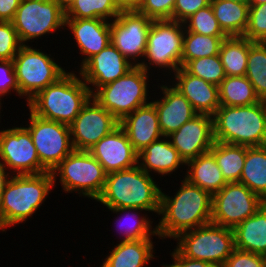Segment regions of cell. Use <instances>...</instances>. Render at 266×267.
Segmentation results:
<instances>
[{"label": "cell", "mask_w": 266, "mask_h": 267, "mask_svg": "<svg viewBox=\"0 0 266 267\" xmlns=\"http://www.w3.org/2000/svg\"><path fill=\"white\" fill-rule=\"evenodd\" d=\"M108 211L116 213V215L117 214L122 215V213H124L122 215L123 217L125 216L124 218L121 216L117 217L119 218L117 221L115 220L117 226H120L119 227L120 230L117 231L121 232H118V234L120 233L123 234L121 235L123 237L121 241L153 239L152 236L156 237L158 236L156 225L155 227L152 226L153 221H151L152 220L151 217L149 219L147 213L146 214L141 213V211L146 212L147 210L139 208H118V209H109Z\"/></svg>", "instance_id": "cell-29"}, {"label": "cell", "mask_w": 266, "mask_h": 267, "mask_svg": "<svg viewBox=\"0 0 266 267\" xmlns=\"http://www.w3.org/2000/svg\"><path fill=\"white\" fill-rule=\"evenodd\" d=\"M175 249L184 257L222 267L235 249L233 229L212 222L179 234Z\"/></svg>", "instance_id": "cell-8"}, {"label": "cell", "mask_w": 266, "mask_h": 267, "mask_svg": "<svg viewBox=\"0 0 266 267\" xmlns=\"http://www.w3.org/2000/svg\"><path fill=\"white\" fill-rule=\"evenodd\" d=\"M249 54V39L231 36L221 43L219 56L226 76H245Z\"/></svg>", "instance_id": "cell-32"}, {"label": "cell", "mask_w": 266, "mask_h": 267, "mask_svg": "<svg viewBox=\"0 0 266 267\" xmlns=\"http://www.w3.org/2000/svg\"><path fill=\"white\" fill-rule=\"evenodd\" d=\"M121 10H137L143 0H114Z\"/></svg>", "instance_id": "cell-47"}, {"label": "cell", "mask_w": 266, "mask_h": 267, "mask_svg": "<svg viewBox=\"0 0 266 267\" xmlns=\"http://www.w3.org/2000/svg\"><path fill=\"white\" fill-rule=\"evenodd\" d=\"M186 166L184 178L208 192L211 196L227 184L214 155L210 151L189 160Z\"/></svg>", "instance_id": "cell-26"}, {"label": "cell", "mask_w": 266, "mask_h": 267, "mask_svg": "<svg viewBox=\"0 0 266 267\" xmlns=\"http://www.w3.org/2000/svg\"><path fill=\"white\" fill-rule=\"evenodd\" d=\"M152 239L119 241L100 267H147L155 257Z\"/></svg>", "instance_id": "cell-25"}, {"label": "cell", "mask_w": 266, "mask_h": 267, "mask_svg": "<svg viewBox=\"0 0 266 267\" xmlns=\"http://www.w3.org/2000/svg\"><path fill=\"white\" fill-rule=\"evenodd\" d=\"M119 126L125 131L137 153L163 136L158 113L151 100L124 117Z\"/></svg>", "instance_id": "cell-23"}, {"label": "cell", "mask_w": 266, "mask_h": 267, "mask_svg": "<svg viewBox=\"0 0 266 267\" xmlns=\"http://www.w3.org/2000/svg\"><path fill=\"white\" fill-rule=\"evenodd\" d=\"M54 188L51 172L12 175L0 203V231L24 223L41 208Z\"/></svg>", "instance_id": "cell-3"}, {"label": "cell", "mask_w": 266, "mask_h": 267, "mask_svg": "<svg viewBox=\"0 0 266 267\" xmlns=\"http://www.w3.org/2000/svg\"><path fill=\"white\" fill-rule=\"evenodd\" d=\"M118 126L119 121L91 97L69 125L73 147L88 151Z\"/></svg>", "instance_id": "cell-16"}, {"label": "cell", "mask_w": 266, "mask_h": 267, "mask_svg": "<svg viewBox=\"0 0 266 267\" xmlns=\"http://www.w3.org/2000/svg\"><path fill=\"white\" fill-rule=\"evenodd\" d=\"M21 46L13 23L0 21V60H13Z\"/></svg>", "instance_id": "cell-40"}, {"label": "cell", "mask_w": 266, "mask_h": 267, "mask_svg": "<svg viewBox=\"0 0 266 267\" xmlns=\"http://www.w3.org/2000/svg\"><path fill=\"white\" fill-rule=\"evenodd\" d=\"M22 45L65 30V10L54 0H21L12 21Z\"/></svg>", "instance_id": "cell-11"}, {"label": "cell", "mask_w": 266, "mask_h": 267, "mask_svg": "<svg viewBox=\"0 0 266 267\" xmlns=\"http://www.w3.org/2000/svg\"><path fill=\"white\" fill-rule=\"evenodd\" d=\"M263 3H266V0H248L249 6H256Z\"/></svg>", "instance_id": "cell-50"}, {"label": "cell", "mask_w": 266, "mask_h": 267, "mask_svg": "<svg viewBox=\"0 0 266 267\" xmlns=\"http://www.w3.org/2000/svg\"><path fill=\"white\" fill-rule=\"evenodd\" d=\"M149 74L134 66L121 78L99 87L92 97L120 122L138 107L150 103Z\"/></svg>", "instance_id": "cell-6"}, {"label": "cell", "mask_w": 266, "mask_h": 267, "mask_svg": "<svg viewBox=\"0 0 266 267\" xmlns=\"http://www.w3.org/2000/svg\"><path fill=\"white\" fill-rule=\"evenodd\" d=\"M133 67L134 65L110 43L100 53L90 57L79 67L77 73L93 94L99 87L121 78Z\"/></svg>", "instance_id": "cell-17"}, {"label": "cell", "mask_w": 266, "mask_h": 267, "mask_svg": "<svg viewBox=\"0 0 266 267\" xmlns=\"http://www.w3.org/2000/svg\"><path fill=\"white\" fill-rule=\"evenodd\" d=\"M57 2L64 10H66L75 0H54Z\"/></svg>", "instance_id": "cell-49"}, {"label": "cell", "mask_w": 266, "mask_h": 267, "mask_svg": "<svg viewBox=\"0 0 266 267\" xmlns=\"http://www.w3.org/2000/svg\"><path fill=\"white\" fill-rule=\"evenodd\" d=\"M65 28L81 54L80 67L93 55L100 53L111 43L110 21L105 19H65ZM84 57V58H83Z\"/></svg>", "instance_id": "cell-20"}, {"label": "cell", "mask_w": 266, "mask_h": 267, "mask_svg": "<svg viewBox=\"0 0 266 267\" xmlns=\"http://www.w3.org/2000/svg\"><path fill=\"white\" fill-rule=\"evenodd\" d=\"M0 163L12 175L48 172L41 165L32 136L24 125L0 130Z\"/></svg>", "instance_id": "cell-14"}, {"label": "cell", "mask_w": 266, "mask_h": 267, "mask_svg": "<svg viewBox=\"0 0 266 267\" xmlns=\"http://www.w3.org/2000/svg\"><path fill=\"white\" fill-rule=\"evenodd\" d=\"M211 4V0H176L172 20L183 23L201 8Z\"/></svg>", "instance_id": "cell-44"}, {"label": "cell", "mask_w": 266, "mask_h": 267, "mask_svg": "<svg viewBox=\"0 0 266 267\" xmlns=\"http://www.w3.org/2000/svg\"><path fill=\"white\" fill-rule=\"evenodd\" d=\"M233 232L235 248L266 256V202Z\"/></svg>", "instance_id": "cell-27"}, {"label": "cell", "mask_w": 266, "mask_h": 267, "mask_svg": "<svg viewBox=\"0 0 266 267\" xmlns=\"http://www.w3.org/2000/svg\"><path fill=\"white\" fill-rule=\"evenodd\" d=\"M183 68L191 75L218 86L226 77L219 55L190 60Z\"/></svg>", "instance_id": "cell-37"}, {"label": "cell", "mask_w": 266, "mask_h": 267, "mask_svg": "<svg viewBox=\"0 0 266 267\" xmlns=\"http://www.w3.org/2000/svg\"><path fill=\"white\" fill-rule=\"evenodd\" d=\"M173 196L161 190L158 239H175L179 234L211 222L212 196L183 177Z\"/></svg>", "instance_id": "cell-1"}, {"label": "cell", "mask_w": 266, "mask_h": 267, "mask_svg": "<svg viewBox=\"0 0 266 267\" xmlns=\"http://www.w3.org/2000/svg\"><path fill=\"white\" fill-rule=\"evenodd\" d=\"M16 92L19 97V86L12 60H0V101L7 94Z\"/></svg>", "instance_id": "cell-43"}, {"label": "cell", "mask_w": 266, "mask_h": 267, "mask_svg": "<svg viewBox=\"0 0 266 267\" xmlns=\"http://www.w3.org/2000/svg\"><path fill=\"white\" fill-rule=\"evenodd\" d=\"M229 1L248 3V0H229Z\"/></svg>", "instance_id": "cell-51"}, {"label": "cell", "mask_w": 266, "mask_h": 267, "mask_svg": "<svg viewBox=\"0 0 266 267\" xmlns=\"http://www.w3.org/2000/svg\"><path fill=\"white\" fill-rule=\"evenodd\" d=\"M143 171L138 165L108 173L101 195L96 202L107 209L139 208L159 214V187L154 176Z\"/></svg>", "instance_id": "cell-2"}, {"label": "cell", "mask_w": 266, "mask_h": 267, "mask_svg": "<svg viewBox=\"0 0 266 267\" xmlns=\"http://www.w3.org/2000/svg\"><path fill=\"white\" fill-rule=\"evenodd\" d=\"M211 7L220 28L228 36H243L248 26V3L211 0Z\"/></svg>", "instance_id": "cell-28"}, {"label": "cell", "mask_w": 266, "mask_h": 267, "mask_svg": "<svg viewBox=\"0 0 266 267\" xmlns=\"http://www.w3.org/2000/svg\"><path fill=\"white\" fill-rule=\"evenodd\" d=\"M185 30L201 35L227 36L214 16L211 4L201 8L184 22Z\"/></svg>", "instance_id": "cell-38"}, {"label": "cell", "mask_w": 266, "mask_h": 267, "mask_svg": "<svg viewBox=\"0 0 266 267\" xmlns=\"http://www.w3.org/2000/svg\"><path fill=\"white\" fill-rule=\"evenodd\" d=\"M247 79L253 85L260 100L266 101V42L249 40Z\"/></svg>", "instance_id": "cell-36"}, {"label": "cell", "mask_w": 266, "mask_h": 267, "mask_svg": "<svg viewBox=\"0 0 266 267\" xmlns=\"http://www.w3.org/2000/svg\"><path fill=\"white\" fill-rule=\"evenodd\" d=\"M171 77L172 86L184 95L198 114L212 116L216 112L220 106L218 85L191 75L183 67Z\"/></svg>", "instance_id": "cell-22"}, {"label": "cell", "mask_w": 266, "mask_h": 267, "mask_svg": "<svg viewBox=\"0 0 266 267\" xmlns=\"http://www.w3.org/2000/svg\"><path fill=\"white\" fill-rule=\"evenodd\" d=\"M1 105H2V102L0 101V113H2V112H1V109H2V106H1ZM1 116H2V115L0 114V118H1Z\"/></svg>", "instance_id": "cell-52"}, {"label": "cell", "mask_w": 266, "mask_h": 267, "mask_svg": "<svg viewBox=\"0 0 266 267\" xmlns=\"http://www.w3.org/2000/svg\"><path fill=\"white\" fill-rule=\"evenodd\" d=\"M228 36H209L184 31L181 67L190 60L219 55L221 43Z\"/></svg>", "instance_id": "cell-34"}, {"label": "cell", "mask_w": 266, "mask_h": 267, "mask_svg": "<svg viewBox=\"0 0 266 267\" xmlns=\"http://www.w3.org/2000/svg\"><path fill=\"white\" fill-rule=\"evenodd\" d=\"M176 0H143L137 11L152 20H172Z\"/></svg>", "instance_id": "cell-41"}, {"label": "cell", "mask_w": 266, "mask_h": 267, "mask_svg": "<svg viewBox=\"0 0 266 267\" xmlns=\"http://www.w3.org/2000/svg\"><path fill=\"white\" fill-rule=\"evenodd\" d=\"M222 267H266V256L235 248Z\"/></svg>", "instance_id": "cell-42"}, {"label": "cell", "mask_w": 266, "mask_h": 267, "mask_svg": "<svg viewBox=\"0 0 266 267\" xmlns=\"http://www.w3.org/2000/svg\"><path fill=\"white\" fill-rule=\"evenodd\" d=\"M170 256L172 264H163L162 267H214L208 262L184 257L176 249H173Z\"/></svg>", "instance_id": "cell-45"}, {"label": "cell", "mask_w": 266, "mask_h": 267, "mask_svg": "<svg viewBox=\"0 0 266 267\" xmlns=\"http://www.w3.org/2000/svg\"><path fill=\"white\" fill-rule=\"evenodd\" d=\"M53 185L59 180L65 193L77 192L91 200L101 195L107 173L103 166L88 151L74 150L51 172ZM59 177V178H57Z\"/></svg>", "instance_id": "cell-7"}, {"label": "cell", "mask_w": 266, "mask_h": 267, "mask_svg": "<svg viewBox=\"0 0 266 267\" xmlns=\"http://www.w3.org/2000/svg\"><path fill=\"white\" fill-rule=\"evenodd\" d=\"M120 11L114 0H75L65 10V19L98 18L112 21Z\"/></svg>", "instance_id": "cell-35"}, {"label": "cell", "mask_w": 266, "mask_h": 267, "mask_svg": "<svg viewBox=\"0 0 266 267\" xmlns=\"http://www.w3.org/2000/svg\"><path fill=\"white\" fill-rule=\"evenodd\" d=\"M88 152L103 166L107 174L137 165L138 153L120 126L101 138Z\"/></svg>", "instance_id": "cell-19"}, {"label": "cell", "mask_w": 266, "mask_h": 267, "mask_svg": "<svg viewBox=\"0 0 266 267\" xmlns=\"http://www.w3.org/2000/svg\"><path fill=\"white\" fill-rule=\"evenodd\" d=\"M265 203L256 193L239 182L227 183L212 196L211 222L234 229L253 216Z\"/></svg>", "instance_id": "cell-13"}, {"label": "cell", "mask_w": 266, "mask_h": 267, "mask_svg": "<svg viewBox=\"0 0 266 267\" xmlns=\"http://www.w3.org/2000/svg\"><path fill=\"white\" fill-rule=\"evenodd\" d=\"M184 31L181 22L153 20L147 36L145 56L139 66L147 72L155 67L163 72L168 70L169 75L162 73L165 76L174 74L181 67Z\"/></svg>", "instance_id": "cell-10"}, {"label": "cell", "mask_w": 266, "mask_h": 267, "mask_svg": "<svg viewBox=\"0 0 266 267\" xmlns=\"http://www.w3.org/2000/svg\"><path fill=\"white\" fill-rule=\"evenodd\" d=\"M218 92L222 106H247L261 101L246 76H226Z\"/></svg>", "instance_id": "cell-33"}, {"label": "cell", "mask_w": 266, "mask_h": 267, "mask_svg": "<svg viewBox=\"0 0 266 267\" xmlns=\"http://www.w3.org/2000/svg\"><path fill=\"white\" fill-rule=\"evenodd\" d=\"M51 55L28 44L22 45L12 60L19 96L24 97L26 103L67 73V70L56 63Z\"/></svg>", "instance_id": "cell-9"}, {"label": "cell", "mask_w": 266, "mask_h": 267, "mask_svg": "<svg viewBox=\"0 0 266 267\" xmlns=\"http://www.w3.org/2000/svg\"><path fill=\"white\" fill-rule=\"evenodd\" d=\"M210 152L227 183L239 182L246 158V146L215 141Z\"/></svg>", "instance_id": "cell-31"}, {"label": "cell", "mask_w": 266, "mask_h": 267, "mask_svg": "<svg viewBox=\"0 0 266 267\" xmlns=\"http://www.w3.org/2000/svg\"><path fill=\"white\" fill-rule=\"evenodd\" d=\"M172 146L187 163L200 154L209 152L215 142L213 118L208 114H197L168 136Z\"/></svg>", "instance_id": "cell-18"}, {"label": "cell", "mask_w": 266, "mask_h": 267, "mask_svg": "<svg viewBox=\"0 0 266 267\" xmlns=\"http://www.w3.org/2000/svg\"><path fill=\"white\" fill-rule=\"evenodd\" d=\"M29 130L41 165L52 170L75 149L69 125L36 116L29 110Z\"/></svg>", "instance_id": "cell-12"}, {"label": "cell", "mask_w": 266, "mask_h": 267, "mask_svg": "<svg viewBox=\"0 0 266 267\" xmlns=\"http://www.w3.org/2000/svg\"><path fill=\"white\" fill-rule=\"evenodd\" d=\"M157 87L163 95L156 100L151 98L153 99L151 102L157 110L159 126L163 136H169L198 113L184 95L171 84H162Z\"/></svg>", "instance_id": "cell-21"}, {"label": "cell", "mask_w": 266, "mask_h": 267, "mask_svg": "<svg viewBox=\"0 0 266 267\" xmlns=\"http://www.w3.org/2000/svg\"><path fill=\"white\" fill-rule=\"evenodd\" d=\"M152 22V19L137 10H121L110 21L111 43L134 66H139L144 59Z\"/></svg>", "instance_id": "cell-15"}, {"label": "cell", "mask_w": 266, "mask_h": 267, "mask_svg": "<svg viewBox=\"0 0 266 267\" xmlns=\"http://www.w3.org/2000/svg\"><path fill=\"white\" fill-rule=\"evenodd\" d=\"M21 0H0V21L12 22Z\"/></svg>", "instance_id": "cell-46"}, {"label": "cell", "mask_w": 266, "mask_h": 267, "mask_svg": "<svg viewBox=\"0 0 266 267\" xmlns=\"http://www.w3.org/2000/svg\"><path fill=\"white\" fill-rule=\"evenodd\" d=\"M212 118L215 141L247 147L266 145V101L247 106L220 105Z\"/></svg>", "instance_id": "cell-5"}, {"label": "cell", "mask_w": 266, "mask_h": 267, "mask_svg": "<svg viewBox=\"0 0 266 267\" xmlns=\"http://www.w3.org/2000/svg\"><path fill=\"white\" fill-rule=\"evenodd\" d=\"M75 72L69 70L38 92L27 102L29 110L38 117L70 125L92 97L89 87Z\"/></svg>", "instance_id": "cell-4"}, {"label": "cell", "mask_w": 266, "mask_h": 267, "mask_svg": "<svg viewBox=\"0 0 266 267\" xmlns=\"http://www.w3.org/2000/svg\"><path fill=\"white\" fill-rule=\"evenodd\" d=\"M243 37L253 42H266V3L249 6L248 26Z\"/></svg>", "instance_id": "cell-39"}, {"label": "cell", "mask_w": 266, "mask_h": 267, "mask_svg": "<svg viewBox=\"0 0 266 267\" xmlns=\"http://www.w3.org/2000/svg\"><path fill=\"white\" fill-rule=\"evenodd\" d=\"M137 165L149 175L156 173L162 177L173 174L186 163L172 146L168 136H162L138 153ZM151 173V174H150Z\"/></svg>", "instance_id": "cell-24"}, {"label": "cell", "mask_w": 266, "mask_h": 267, "mask_svg": "<svg viewBox=\"0 0 266 267\" xmlns=\"http://www.w3.org/2000/svg\"><path fill=\"white\" fill-rule=\"evenodd\" d=\"M239 183L266 202V145L246 146V158Z\"/></svg>", "instance_id": "cell-30"}, {"label": "cell", "mask_w": 266, "mask_h": 267, "mask_svg": "<svg viewBox=\"0 0 266 267\" xmlns=\"http://www.w3.org/2000/svg\"><path fill=\"white\" fill-rule=\"evenodd\" d=\"M7 171L8 170L0 163V203L5 186L12 176V174Z\"/></svg>", "instance_id": "cell-48"}]
</instances>
